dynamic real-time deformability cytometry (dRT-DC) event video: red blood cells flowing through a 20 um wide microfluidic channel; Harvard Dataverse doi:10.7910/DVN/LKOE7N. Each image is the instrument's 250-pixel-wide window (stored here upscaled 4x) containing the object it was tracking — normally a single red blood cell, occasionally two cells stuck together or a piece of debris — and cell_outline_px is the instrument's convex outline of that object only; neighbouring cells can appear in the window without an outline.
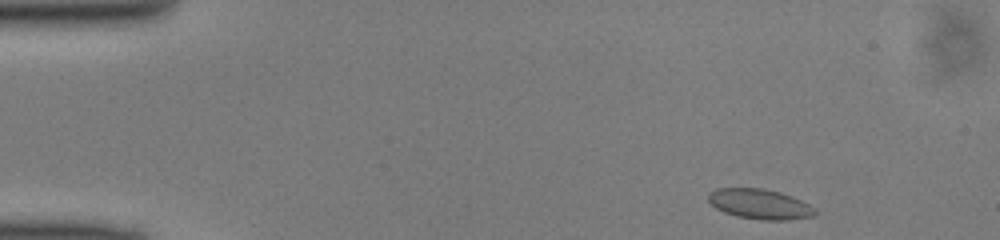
{"species": "common noctule bat (a hibernating species)", "species_latin": "Nyctalus noctula", "temperature_condition": "cold", "stored_images_in_passage": 44, "camera_frame_rate_fps": 3000, "um_per_image_px": 0.085, "animal": {"sex": "male", "body_mass_g": 13.0, "forearm_length_mm": 53.1}, "frame": {"image": 1, "passage_image": 1, "time_ms": 0.0, "image_size_px": [1000, 240], "cell_outline_px": [[816, 216], [788, 220], [760, 220], [736, 216], [724, 212], [716, 208], [708, 200], [708, 192], [716, 188], [764, 188], [780, 192], [792, 196], [816, 208]], "centroid_in_image_um": [64.59, 17.35], "position_along_channel_um": 20.4, "area_um2": 18.9}}
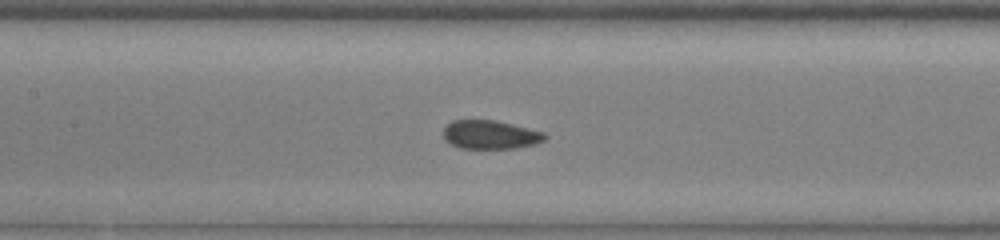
{"frame": {"image": 2, "passage_image": 18, "time_ms": 5.667, "image_size_px": [1000, 240], "cell_outline_px": [[548, 136], [544, 140], [536, 144], [516, 148], [460, 148], [444, 140], [444, 128], [452, 120], [496, 120], [544, 132]], "centroid_in_image_um": [41.69, 11.45], "position_along_channel_um": 165.7, "area_um2": 16.94}}
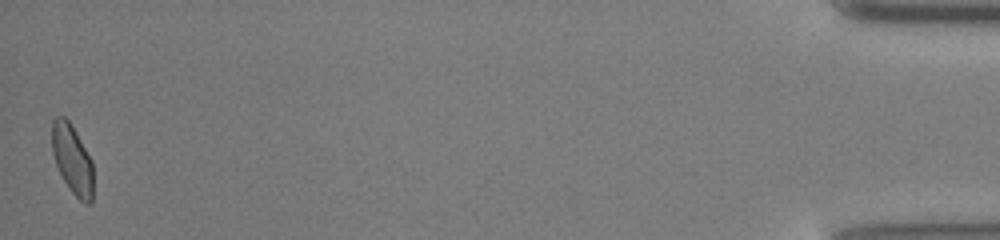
{"frame": {"image": 3, "passage_image": 44, "time_ms": 14.333, "image_size_px": [1000, 240], "cell_outline_px": [[92, 204], [84, 204], [72, 192], [64, 180], [56, 164], [52, 152], [52, 120], [56, 116], [64, 116], [68, 120], [76, 132], [92, 160]], "centroid_in_image_um": [6.14, 13.54], "position_along_channel_um": 429.1, "area_um2": 16.53}}